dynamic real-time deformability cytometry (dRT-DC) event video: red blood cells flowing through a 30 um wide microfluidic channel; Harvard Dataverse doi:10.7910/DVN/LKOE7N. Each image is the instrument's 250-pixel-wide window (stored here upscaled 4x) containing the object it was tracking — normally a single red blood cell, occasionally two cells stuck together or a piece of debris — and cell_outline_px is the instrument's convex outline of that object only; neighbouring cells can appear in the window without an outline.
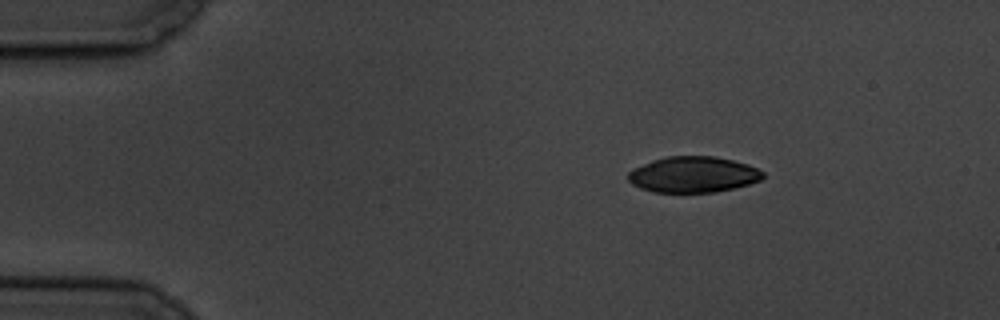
{"species": "common noctule bat (a hibernating species)", "species_latin": "Nyctalus noctula", "temperature_condition": "cold", "stored_images_in_passage": 8, "camera_frame_rate_fps": 3000, "um_per_image_px": 0.085, "animal": {"sex": "male", "body_mass_g": 19.5, "forearm_length_mm": 54.6}, "frame": {"image": 1, "passage_image": 1, "time_ms": 0.0, "image_size_px": [1000, 320], "cell_outline_px": [[764, 176], [760, 180], [748, 184], [716, 192], [652, 192], [640, 188], [632, 184], [628, 180], [628, 172], [632, 168], [652, 160], [668, 156], [716, 156], [748, 164], [764, 172]], "centroid_in_image_um": [58.89, 14.83], "position_along_channel_um": 26.1, "area_um2": 28.26}}
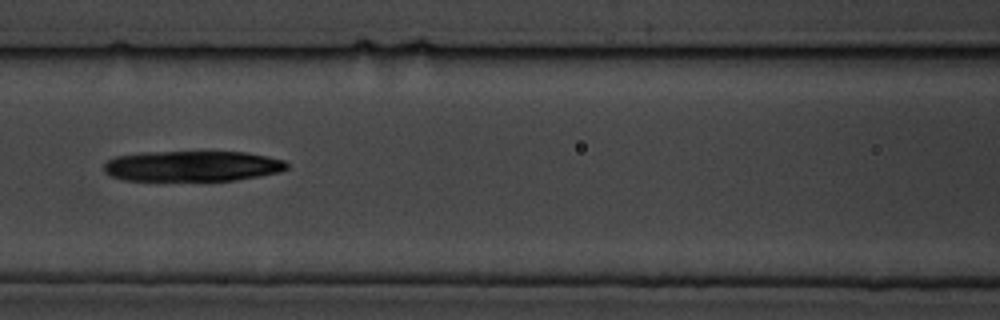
{"frame": {"image": 2, "passage_image": 5, "time_ms": 5.667, "image_size_px": [1000, 320], "cell_outline_px": [[288, 168], [280, 172], [260, 176], [236, 180], [124, 180], [112, 176], [104, 172], [104, 164], [108, 160], [116, 156], [144, 152], [244, 152], [268, 156], [284, 160], [288, 164]], "centroid_in_image_um": [16.37, 14.11], "position_along_channel_um": 150.2, "area_um2": 32.54}}